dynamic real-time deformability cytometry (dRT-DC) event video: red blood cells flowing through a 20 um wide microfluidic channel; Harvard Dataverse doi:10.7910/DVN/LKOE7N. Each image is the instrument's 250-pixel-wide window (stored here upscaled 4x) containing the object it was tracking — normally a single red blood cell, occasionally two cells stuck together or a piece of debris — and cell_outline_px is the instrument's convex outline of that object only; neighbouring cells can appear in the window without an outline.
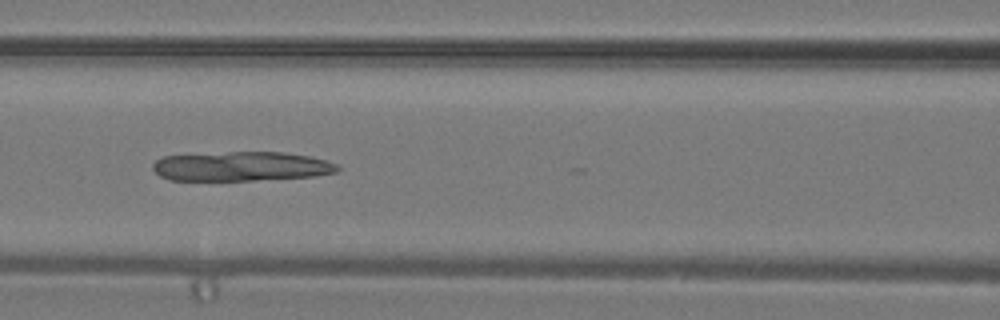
{"species": "common noctule bat (a hibernating species)", "species_latin": "Nyctalus noctula", "temperature_condition": "warm", "stored_images_in_passage": 16, "camera_frame_rate_fps": 3000, "um_per_image_px": 0.085, "animal": {"sex": "male", "body_mass_g": 19.2, "forearm_length_mm": 51.8}, "frame": {"image": 1, "passage_image": 11, "time_ms": 3.333, "image_size_px": [1000, 320], "cell_outline_px": [[340, 168], [336, 172], [316, 176], [252, 180], [168, 180], [160, 176], [152, 168], [152, 164], [156, 160], [164, 156], [228, 152], [284, 152], [308, 156], [324, 160], [336, 164]], "centroid_in_image_um": [20.49, 14.14], "position_along_channel_um": 146.1, "area_um2": 31.5}}
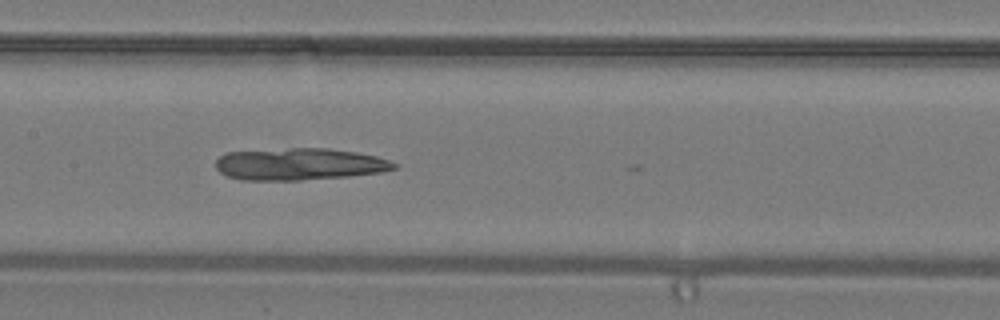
{"frame": {"image": 2, "passage_image": 13, "time_ms": 4.0, "image_size_px": [1000, 320], "cell_outline_px": [[400, 164], [396, 168], [380, 172], [348, 176], [300, 180], [240, 180], [228, 176], [220, 172], [216, 168], [216, 160], [220, 156], [228, 152], [292, 148], [328, 148], [356, 152], [376, 156]], "centroid_in_image_um": [25.45, 13.95], "position_along_channel_um": 181.9, "area_um2": 33.18}}
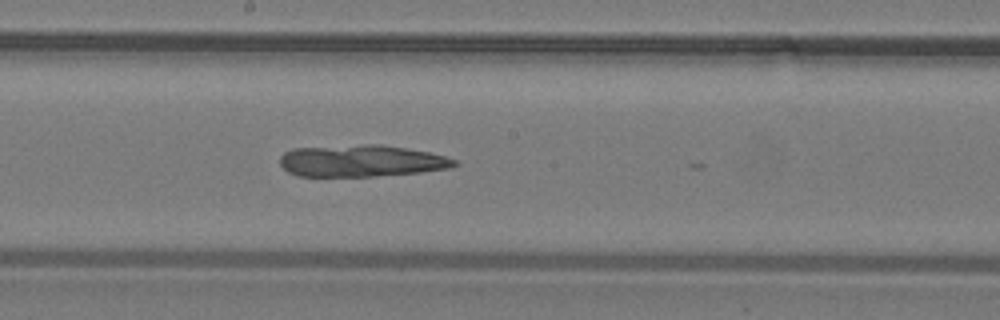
{"frame": {"image": 3, "passage_image": 15, "time_ms": 4.667, "image_size_px": [1000, 320], "cell_outline_px": [[460, 164], [452, 168], [420, 172], [376, 176], [296, 176], [288, 172], [280, 164], [280, 156], [284, 152], [292, 148], [364, 144], [380, 144], [428, 152], [444, 156], [456, 160]], "centroid_in_image_um": [30.7, 13.67], "position_along_channel_um": 217.5, "area_um2": 32.48}}